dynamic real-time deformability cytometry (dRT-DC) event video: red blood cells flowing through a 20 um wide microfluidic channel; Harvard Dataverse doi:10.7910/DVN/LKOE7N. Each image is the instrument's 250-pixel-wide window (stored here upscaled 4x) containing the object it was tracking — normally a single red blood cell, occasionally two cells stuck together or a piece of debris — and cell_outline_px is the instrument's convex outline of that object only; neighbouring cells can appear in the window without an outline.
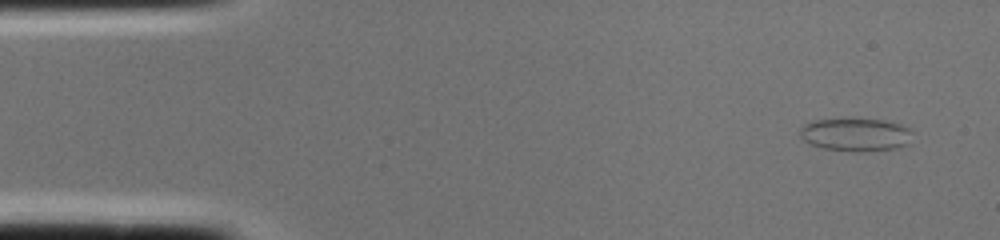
{"species": "common noctule bat (a hibernating species)", "species_latin": "Nyctalus noctula", "temperature_condition": "cold", "stored_images_in_passage": 2, "camera_frame_rate_fps": 3000, "um_per_image_px": 0.085, "animal": {"sex": "female", "body_mass_g": 22.0, "forearm_length_mm": 56.7}, "frame": {"image": 1, "passage_image": 1, "time_ms": 0.0, "image_size_px": [1000, 240], "cell_outline_px": [[912, 132], [908, 144], [896, 148], [864, 152], [852, 152], [824, 148], [812, 144], [804, 140], [800, 136], [800, 128], [804, 124], [816, 120], [884, 120], [900, 124], [908, 128]], "centroid_in_image_um": [72.74, 11.47], "position_along_channel_um": 12.3, "area_um2": 21.39}}
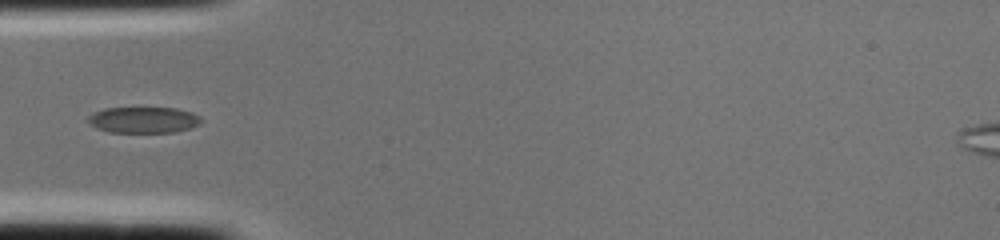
{"frame": {"image": 2, "passage_image": 2, "time_ms": 0.333, "image_size_px": [1000, 240], "cell_outline_px": [[204, 120], [200, 124], [176, 132], [108, 132], [96, 128], [88, 124], [88, 116], [92, 112], [104, 108], [176, 108], [192, 112], [200, 116]], "centroid_in_image_um": [12.19, 10.19], "position_along_channel_um": 72.8, "area_um2": 17.4}}